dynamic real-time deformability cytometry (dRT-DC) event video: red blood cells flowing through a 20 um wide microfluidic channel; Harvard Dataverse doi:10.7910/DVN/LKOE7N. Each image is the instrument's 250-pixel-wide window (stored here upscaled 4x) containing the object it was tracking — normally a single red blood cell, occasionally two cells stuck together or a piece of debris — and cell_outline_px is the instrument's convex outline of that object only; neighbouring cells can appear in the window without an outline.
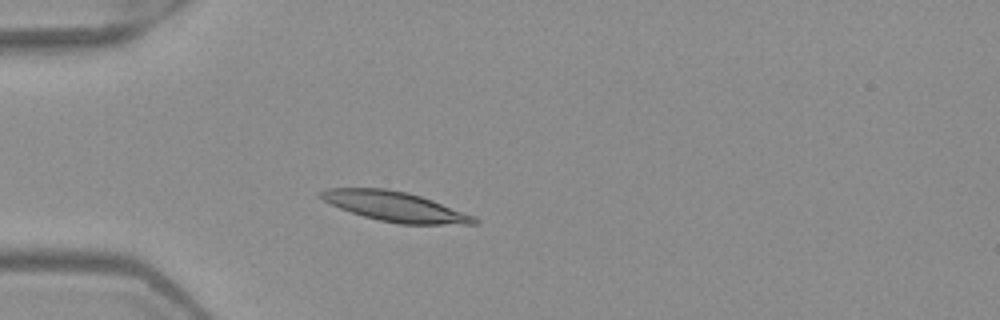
{"species": "Egyptian fruit bat (a non-hibernating species)", "species_latin": "Rousettus aegyptiacus", "temperature_condition": "warm", "stored_images_in_passage": 3, "camera_frame_rate_fps": 3000, "um_per_image_px": 0.085, "frame": {"image": 1, "passage_image": 3, "time_ms": 0.667, "image_size_px": [1000, 320], "cell_outline_px": [[480, 224], [400, 224], [380, 220], [364, 216], [340, 208], [316, 196], [316, 192], [324, 188], [388, 188], [408, 192], [432, 200], [476, 216], [480, 220]], "centroid_in_image_um": [33.58, 17.54], "position_along_channel_um": 51.4, "area_um2": 26.76}}